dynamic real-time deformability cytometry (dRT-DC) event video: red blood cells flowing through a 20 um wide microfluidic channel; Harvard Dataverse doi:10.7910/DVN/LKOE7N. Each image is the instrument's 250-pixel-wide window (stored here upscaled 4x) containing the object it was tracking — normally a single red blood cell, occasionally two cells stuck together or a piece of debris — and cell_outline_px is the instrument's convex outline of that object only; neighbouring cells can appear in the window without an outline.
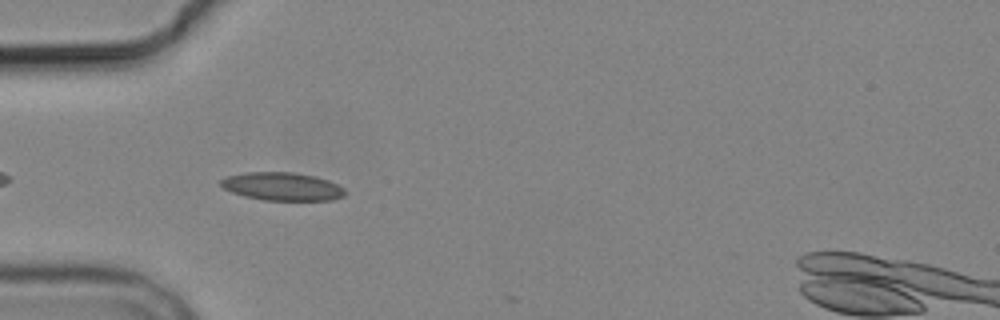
{"species": "common noctule bat (a hibernating species)", "species_latin": "Nyctalus noctula", "temperature_condition": "cold", "stored_images_in_passage": 6, "camera_frame_rate_fps": 3000, "um_per_image_px": 0.085, "animal": {"sex": "male", "body_mass_g": 19.2, "forearm_length_mm": 51.8}, "frame": {"image": 1, "passage_image": 5, "time_ms": 5.333, "image_size_px": [1000, 320], "cell_outline_px": [[344, 196], [332, 200], [264, 200], [244, 196], [232, 192], [224, 188], [220, 184], [220, 180], [228, 176], [248, 172], [292, 172], [316, 176], [328, 180], [344, 188]], "centroid_in_image_um": [23.99, 15.85], "position_along_channel_um": 61.0, "area_um2": 20.23}}